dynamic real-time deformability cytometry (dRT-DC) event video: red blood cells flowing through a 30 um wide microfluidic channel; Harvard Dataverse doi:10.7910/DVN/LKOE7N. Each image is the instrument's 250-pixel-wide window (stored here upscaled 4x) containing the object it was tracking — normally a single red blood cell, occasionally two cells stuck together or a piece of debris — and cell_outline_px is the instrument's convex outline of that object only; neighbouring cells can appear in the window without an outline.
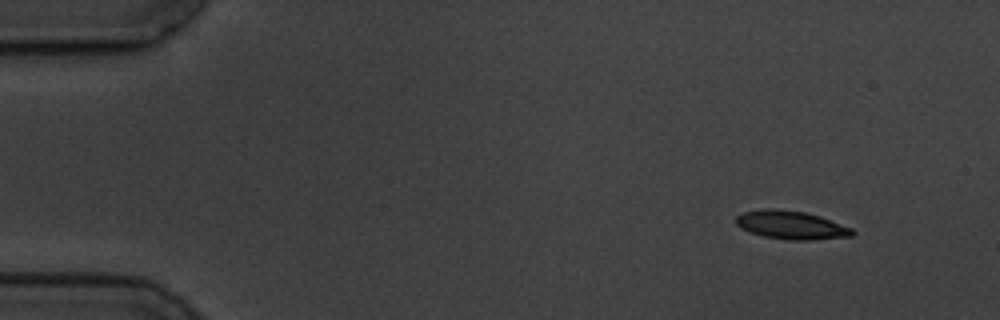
{"species": "common noctule bat (a hibernating species)", "species_latin": "Nyctalus noctula", "temperature_condition": "cold", "stored_images_in_passage": 5, "camera_frame_rate_fps": 3000, "um_per_image_px": 0.085, "animal": {"sex": "male", "body_mass_g": 19.5, "forearm_length_mm": 54.6}, "frame": {"image": 1, "passage_image": 1, "time_ms": 0.0, "image_size_px": [1000, 320], "cell_outline_px": [[856, 232], [852, 236], [808, 240], [788, 240], [764, 236], [740, 228], [736, 224], [736, 216], [744, 212], [764, 208], [772, 208], [804, 212], [820, 216], [852, 228]], "centroid_in_image_um": [67.25, 19.12], "position_along_channel_um": 17.8, "area_um2": 19.13}}